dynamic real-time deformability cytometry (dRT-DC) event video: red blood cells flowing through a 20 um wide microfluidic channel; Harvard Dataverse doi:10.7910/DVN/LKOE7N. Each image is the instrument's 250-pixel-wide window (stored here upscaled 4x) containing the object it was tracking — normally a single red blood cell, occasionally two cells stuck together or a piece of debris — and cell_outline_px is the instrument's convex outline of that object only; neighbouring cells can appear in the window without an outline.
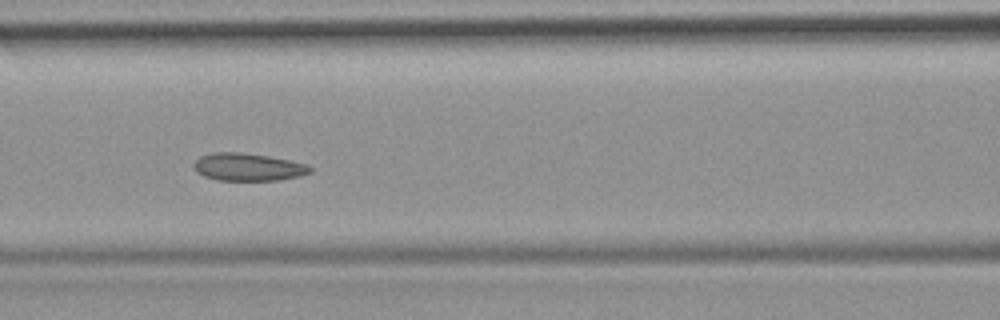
{"species": "common noctule bat (a hibernating species)", "species_latin": "Nyctalus noctula", "temperature_condition": "room temperature", "stored_images_in_passage": 33, "camera_frame_rate_fps": 3000, "um_per_image_px": 0.085, "animal": {"sex": "female", "body_mass_g": 19.9}, "frame": {"image": 1, "passage_image": 6, "time_ms": 1.667, "image_size_px": [1000, 320], "cell_outline_px": [[312, 172], [300, 176], [280, 180], [220, 180], [204, 176], [196, 172], [192, 164], [200, 156], [212, 152], [240, 152], [268, 156], [308, 164], [312, 168]], "centroid_in_image_um": [21.08, 14.19], "position_along_channel_um": 145.5, "area_um2": 18.79}}